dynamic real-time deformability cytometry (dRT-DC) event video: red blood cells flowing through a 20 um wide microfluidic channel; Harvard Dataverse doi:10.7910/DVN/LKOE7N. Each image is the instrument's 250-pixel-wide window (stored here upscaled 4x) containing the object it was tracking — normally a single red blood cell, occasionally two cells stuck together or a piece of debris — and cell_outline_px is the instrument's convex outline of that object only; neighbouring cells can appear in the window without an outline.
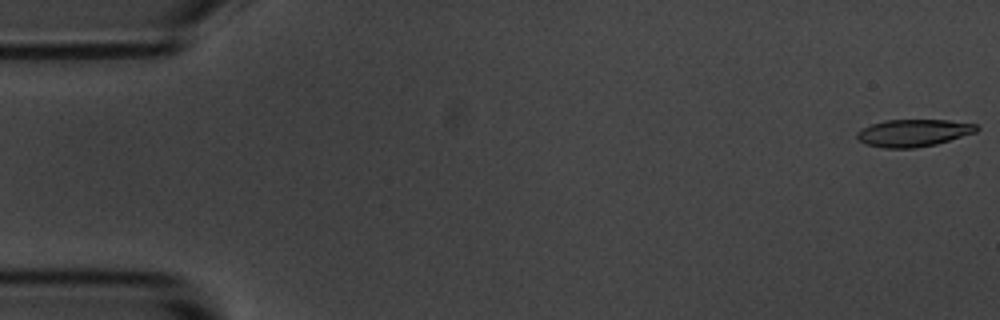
{"species": "common noctule bat (a hibernating species)", "species_latin": "Nyctalus noctula", "temperature_condition": "room temperature", "stored_images_in_passage": 55, "camera_frame_rate_fps": 3000, "um_per_image_px": 0.085, "animal": {"sex": "male", "body_mass_g": 20.1, "forearm_length_mm": 53.5}, "frame": {"image": 1, "passage_image": 1, "time_ms": 0.0, "image_size_px": [1000, 320], "cell_outline_px": [[980, 128], [976, 132], [936, 144], [916, 148], [884, 148], [864, 144], [856, 136], [856, 132], [872, 124], [884, 120], [948, 120], [976, 124]], "centroid_in_image_um": [77.64, 11.3], "position_along_channel_um": 7.4, "area_um2": 18.96}}
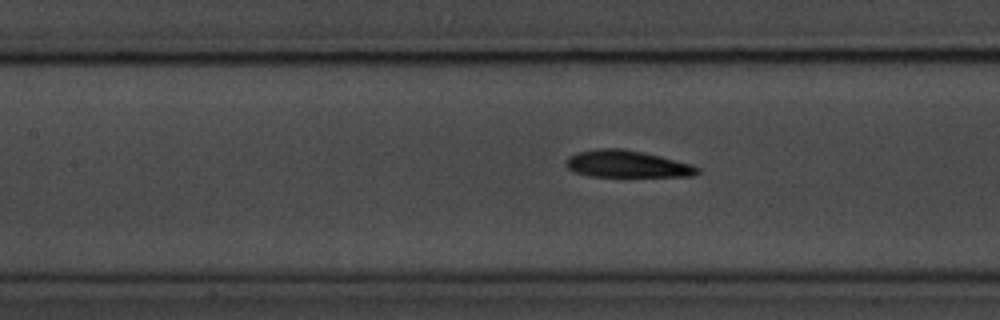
{"frame": {"image": 2, "passage_image": 24, "time_ms": 7.667, "image_size_px": [1000, 320], "cell_outline_px": [[700, 172], [692, 176], [588, 176], [572, 172], [564, 164], [564, 160], [568, 156], [576, 152], [600, 148], [624, 148], [660, 156], [692, 164], [700, 168]], "centroid_in_image_um": [53.24, 13.93], "position_along_channel_um": 154.2, "area_um2": 20.87}}
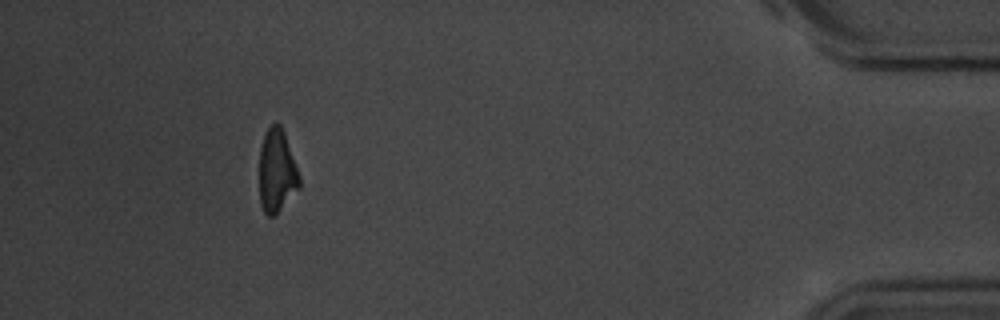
{"frame": {"image": 3, "passage_image": 50, "time_ms": 16.333, "image_size_px": [1000, 320], "cell_outline_px": [[300, 188], [272, 216], [268, 216], [264, 212], [260, 204], [260, 148], [264, 136], [268, 128], [276, 120], [280, 124], [284, 132], [300, 176]], "centroid_in_image_um": [23.53, 14.51], "position_along_channel_um": 411.7, "area_um2": 19.19}, "authors_computed_cell_mechanics": {"area_um2": 20.4034, "velocity_mm_per_s": 3.6754, "shape_relaxation_time_tau1_ms": 3.1605, "shape_relaxation_time_tau2_ms": 1.8582, "deformation_change_tau1": 0.1469, "deformation_change_tau2": 0.1125}}